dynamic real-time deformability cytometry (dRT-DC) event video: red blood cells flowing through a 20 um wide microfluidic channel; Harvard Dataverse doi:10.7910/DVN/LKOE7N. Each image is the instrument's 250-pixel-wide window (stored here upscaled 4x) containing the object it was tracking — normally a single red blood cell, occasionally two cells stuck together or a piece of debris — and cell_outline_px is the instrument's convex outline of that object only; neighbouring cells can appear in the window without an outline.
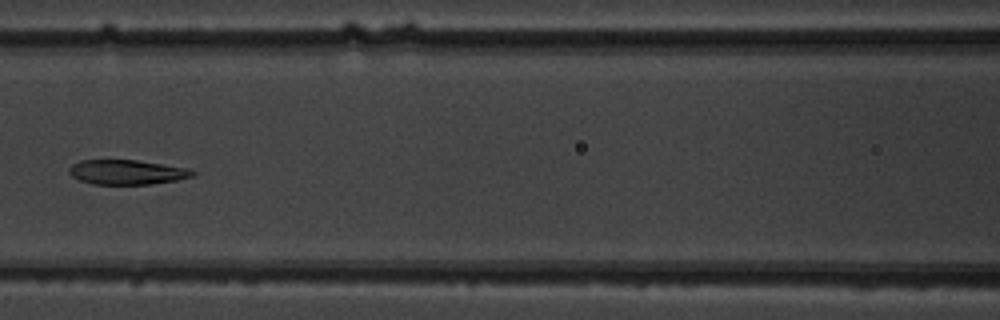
{"species": "common noctule bat (a hibernating species)", "species_latin": "Nyctalus noctula", "temperature_condition": "warm", "stored_images_in_passage": 9, "camera_frame_rate_fps": 3000, "um_per_image_px": 0.085, "animal": {"sex": "male", "body_mass_g": 19.5, "forearm_length_mm": 54.6}, "frame": {"image": 1, "passage_image": 8, "time_ms": 8.333, "image_size_px": [1000, 320], "cell_outline_px": [[196, 172], [192, 176], [176, 180], [152, 184], [92, 184], [80, 180], [72, 176], [68, 172], [68, 168], [72, 164], [80, 160], [136, 160], [188, 168]], "centroid_in_image_um": [10.75, 14.63], "position_along_channel_um": 155.8, "area_um2": 17.69}}
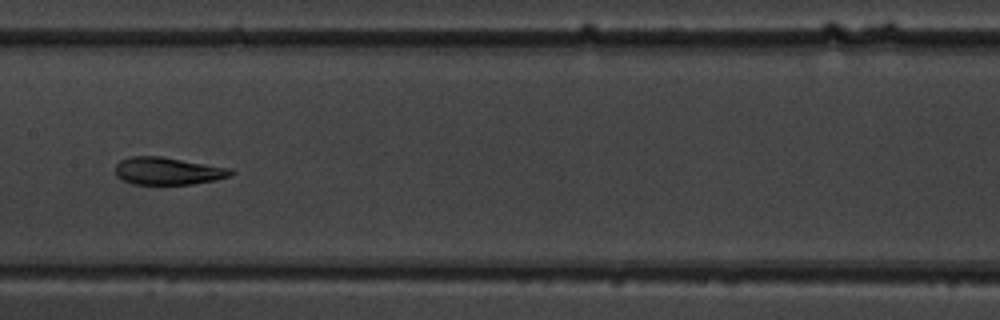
{"frame": {"image": 2, "passage_image": 9, "time_ms": 9.333, "image_size_px": [1000, 320], "cell_outline_px": [[236, 172], [228, 176], [216, 180], [192, 184], [132, 184], [116, 176], [116, 164], [120, 160], [132, 156], [160, 156], [232, 168]], "centroid_in_image_um": [14.28, 14.53], "position_along_channel_um": 193.1, "area_um2": 18.5}}